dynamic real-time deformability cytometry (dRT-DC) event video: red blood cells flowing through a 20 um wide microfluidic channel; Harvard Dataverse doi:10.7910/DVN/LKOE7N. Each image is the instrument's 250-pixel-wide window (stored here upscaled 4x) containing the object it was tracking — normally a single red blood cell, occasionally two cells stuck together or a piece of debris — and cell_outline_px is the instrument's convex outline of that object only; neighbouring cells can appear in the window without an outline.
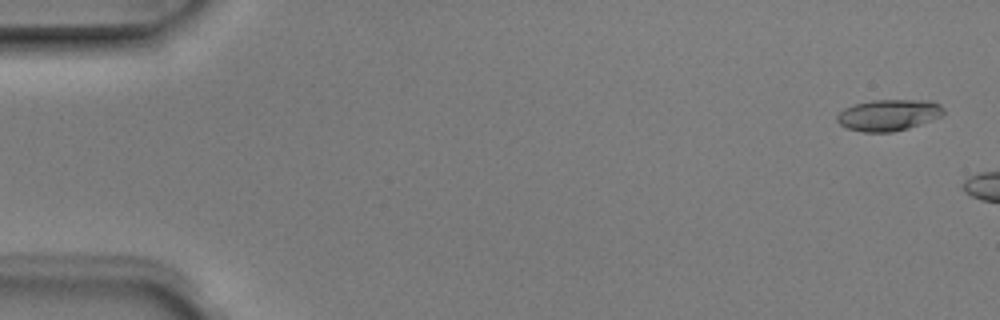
{"species": "Egyptian fruit bat (a non-hibernating species)", "species_latin": "Rousettus aegyptiacus", "temperature_condition": "room temperature", "stored_images_in_passage": 3, "camera_frame_rate_fps": 3000, "um_per_image_px": 0.085, "animal": {"sex": "male"}, "frame": {"image": 1, "passage_image": 1, "time_ms": 0.0, "image_size_px": [1000, 320], "cell_outline_px": [[944, 112], [940, 116], [932, 120], [908, 128], [892, 132], [864, 132], [848, 128], [840, 124], [836, 120], [836, 116], [844, 108], [856, 104], [872, 100], [932, 100], [940, 104], [944, 108]], "centroid_in_image_um": [75.55, 9.77], "position_along_channel_um": 9.5, "area_um2": 19.42}}